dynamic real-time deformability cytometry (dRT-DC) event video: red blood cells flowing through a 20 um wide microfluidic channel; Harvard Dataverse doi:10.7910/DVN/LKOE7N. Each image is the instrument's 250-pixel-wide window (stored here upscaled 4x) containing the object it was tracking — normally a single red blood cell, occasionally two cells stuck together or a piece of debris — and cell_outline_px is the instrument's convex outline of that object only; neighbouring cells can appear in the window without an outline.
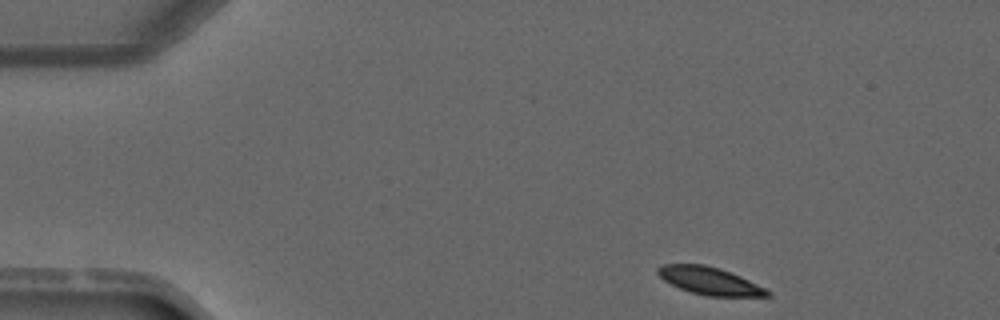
{"species": "common noctule bat (a hibernating species)", "species_latin": "Nyctalus noctula", "temperature_condition": "warm", "stored_images_in_passage": 2, "camera_frame_rate_fps": 3000, "um_per_image_px": 0.085, "animal": {"sex": "male", "forearm_length_mm": 52.5}, "frame": {"image": 1, "passage_image": 1, "time_ms": 0.0, "image_size_px": [1000, 320], "cell_outline_px": [[772, 296], [708, 296], [692, 292], [680, 288], [664, 280], [656, 272], [656, 268], [664, 264], [704, 264], [720, 268], [740, 276], [772, 292]], "centroid_in_image_um": [60.31, 23.87], "position_along_channel_um": 24.7, "area_um2": 17.4}}